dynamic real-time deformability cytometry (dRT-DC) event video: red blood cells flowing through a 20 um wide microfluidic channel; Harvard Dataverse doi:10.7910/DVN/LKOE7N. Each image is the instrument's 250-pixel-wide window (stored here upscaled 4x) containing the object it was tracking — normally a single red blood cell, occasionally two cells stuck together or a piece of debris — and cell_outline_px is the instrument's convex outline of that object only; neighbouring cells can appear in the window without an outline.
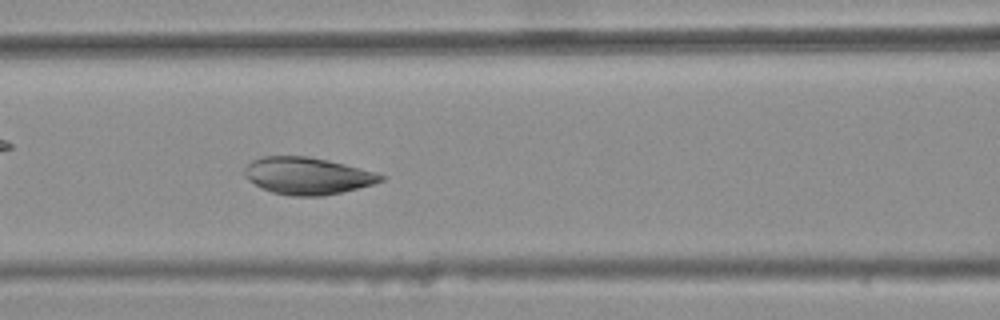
{"species": "common noctule bat (a hibernating species)", "species_latin": "Nyctalus noctula", "temperature_condition": "warm", "stored_images_in_passage": 44, "camera_frame_rate_fps": 3000, "um_per_image_px": 0.085, "animal": {"sex": "female", "body_mass_g": 25.1}, "frame": {"image": 1, "passage_image": 22, "time_ms": 7.0, "image_size_px": [1000, 320], "cell_outline_px": [[388, 176], [384, 180], [372, 184], [340, 192], [320, 196], [292, 196], [272, 192], [260, 188], [244, 176], [244, 168], [252, 160], [260, 156], [308, 156], [328, 160], [376, 172]], "centroid_in_image_um": [26.11, 14.94], "position_along_channel_um": 140.5, "area_um2": 29.42}}
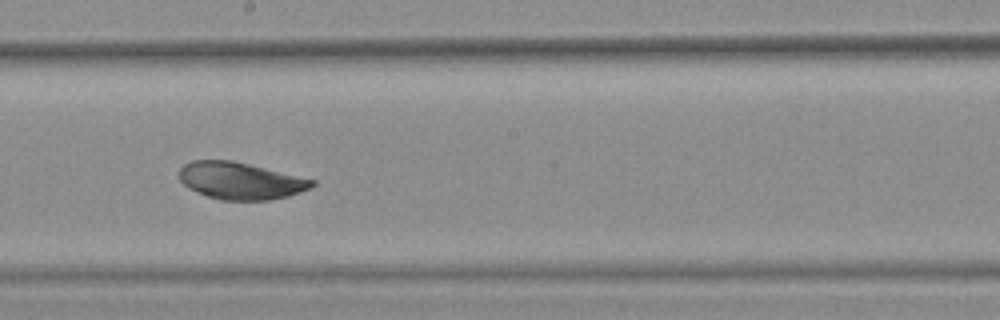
{"frame": {"image": 2, "passage_image": 29, "time_ms": 9.333, "image_size_px": [1000, 320], "cell_outline_px": [[316, 184], [312, 188], [288, 196], [268, 200], [220, 200], [196, 192], [188, 188], [180, 180], [180, 168], [184, 164], [192, 160], [232, 160], [316, 180]], "centroid_in_image_um": [20.45, 15.37], "position_along_channel_um": 227.8, "area_um2": 28.67}}
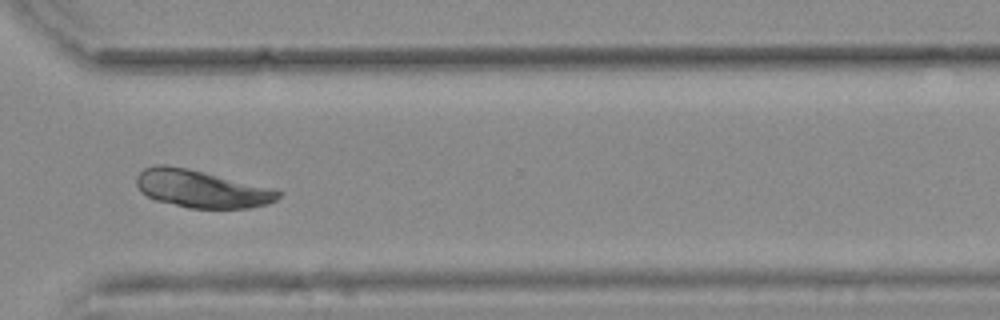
{"frame": {"image": 3, "passage_image": 39, "time_ms": 12.667, "image_size_px": [1000, 320], "cell_outline_px": [[284, 192], [276, 200], [268, 204], [248, 208], [188, 208], [156, 200], [140, 192], [136, 184], [136, 176], [144, 168], [156, 164], [164, 164], [188, 168], [272, 188]], "centroid_in_image_um": [17.11, 16.05], "position_along_channel_um": 353.5, "area_um2": 31.1}}